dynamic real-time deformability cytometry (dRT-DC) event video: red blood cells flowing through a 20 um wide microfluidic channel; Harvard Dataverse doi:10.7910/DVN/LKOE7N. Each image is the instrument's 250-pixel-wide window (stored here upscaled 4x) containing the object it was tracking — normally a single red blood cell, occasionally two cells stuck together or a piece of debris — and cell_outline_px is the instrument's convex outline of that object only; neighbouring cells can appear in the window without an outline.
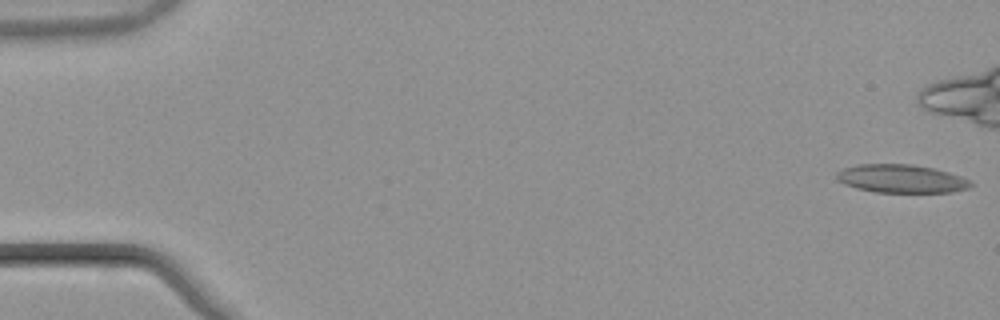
{"species": "common noctule bat (a hibernating species)", "species_latin": "Nyctalus noctula", "temperature_condition": "warm", "stored_images_in_passage": 56, "camera_frame_rate_fps": 3000, "um_per_image_px": 0.085, "animal": {"sex": "male", "body_mass_g": 21.5, "forearm_length_mm": 52.0}, "frame": {"image": 1, "passage_image": 1, "time_ms": 0.0, "image_size_px": [1000, 320], "cell_outline_px": [[972, 184], [968, 188], [952, 192], [876, 192], [856, 188], [844, 184], [836, 180], [836, 172], [844, 168], [860, 164], [912, 164], [932, 168], [948, 172], [960, 176], [968, 180]], "centroid_in_image_um": [76.57, 15.19], "position_along_channel_um": 8.4, "area_um2": 21.96}}
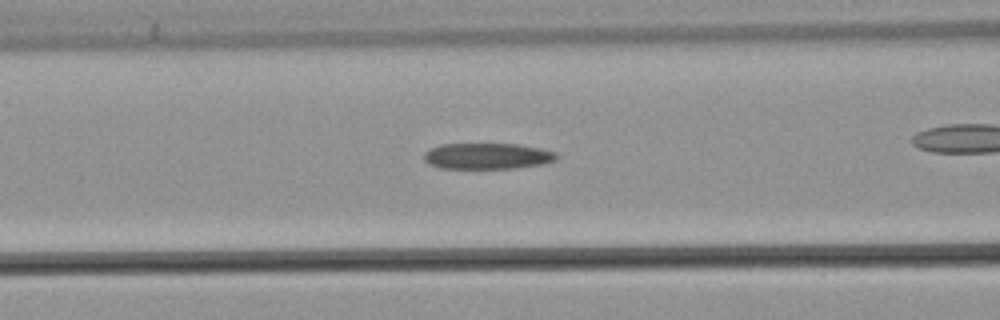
{"frame": {"image": 2, "passage_image": 23, "time_ms": 7.333, "image_size_px": [1000, 320], "cell_outline_px": [[556, 160], [544, 164], [516, 168], [440, 168], [428, 164], [424, 160], [424, 152], [440, 144], [516, 144], [540, 148], [556, 152]], "centroid_in_image_um": [41.41, 13.27], "position_along_channel_um": 125.2, "area_um2": 20.11}}
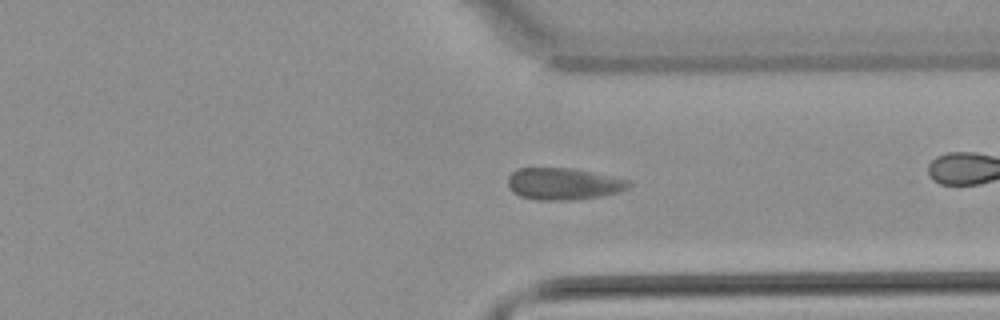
{"frame": {"image": 3, "passage_image": 42, "time_ms": 13.667, "image_size_px": [1000, 320], "cell_outline_px": [[632, 184], [628, 188], [620, 192], [600, 196], [572, 200], [536, 200], [520, 196], [512, 192], [508, 188], [508, 176], [516, 168], [576, 168], [628, 180]], "centroid_in_image_um": [47.87, 15.62], "position_along_channel_um": 363.5, "area_um2": 22.66}, "authors_computed_cell_mechanics": {"area_um2": 21.964, "velocity_mm_per_s": 3.7593, "shape_relaxation_time_tau1_ms": null, "shape_relaxation_time_tau2_ms": 3.031, "deformation_change_tau1": null, "deformation_change_tau2": 0.0667}}